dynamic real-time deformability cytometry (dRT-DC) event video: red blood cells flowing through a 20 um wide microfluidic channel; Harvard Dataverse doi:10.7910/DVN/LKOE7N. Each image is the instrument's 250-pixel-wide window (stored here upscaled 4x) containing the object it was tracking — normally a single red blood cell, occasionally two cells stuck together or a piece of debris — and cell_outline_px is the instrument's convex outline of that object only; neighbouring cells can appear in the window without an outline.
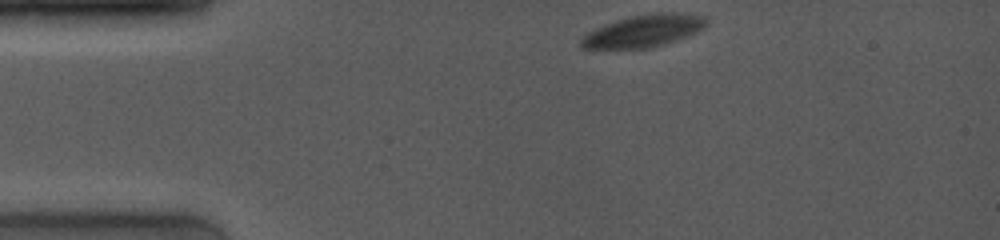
{"species": "common noctule bat (a hibernating species)", "species_latin": "Nyctalus noctula", "temperature_condition": "room temperature", "stored_images_in_passage": 12, "camera_frame_rate_fps": 4000, "um_per_image_px": 0.085, "animal": {"sex": "female", "body_mass_g": 19.0, "forearm_length_mm": 53.3}, "frame": {"image": 1, "passage_image": 1, "time_ms": 0.0, "image_size_px": [1000, 240], "cell_outline_px": [[708, 24], [704, 28], [688, 36], [664, 44], [648, 48], [580, 48], [580, 40], [588, 32], [604, 24], [628, 16], [648, 12], [676, 12], [704, 16], [708, 20]], "centroid_in_image_um": [54.74, 2.6], "position_along_channel_um": 30.3, "area_um2": 23.7}}
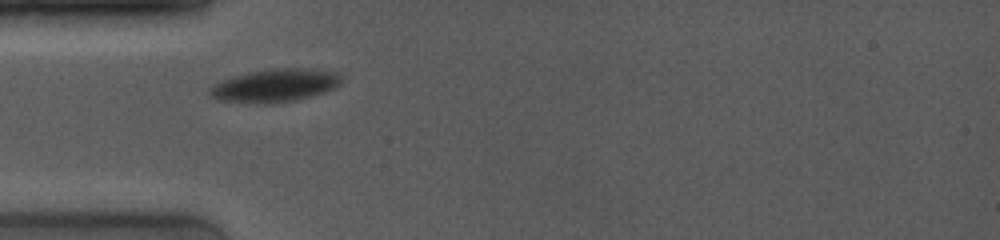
{"frame": {"image": 2, "passage_image": 11, "time_ms": 2.25, "image_size_px": [1000, 240], "cell_outline_px": [[344, 76], [340, 84], [336, 88], [324, 92], [296, 100], [268, 104], [256, 104], [220, 100], [212, 96], [208, 92], [208, 88], [212, 84], [232, 76], [272, 68], [304, 68], [340, 72]], "centroid_in_image_um": [23.4, 7.26], "position_along_channel_um": 61.6, "area_um2": 25.66}}